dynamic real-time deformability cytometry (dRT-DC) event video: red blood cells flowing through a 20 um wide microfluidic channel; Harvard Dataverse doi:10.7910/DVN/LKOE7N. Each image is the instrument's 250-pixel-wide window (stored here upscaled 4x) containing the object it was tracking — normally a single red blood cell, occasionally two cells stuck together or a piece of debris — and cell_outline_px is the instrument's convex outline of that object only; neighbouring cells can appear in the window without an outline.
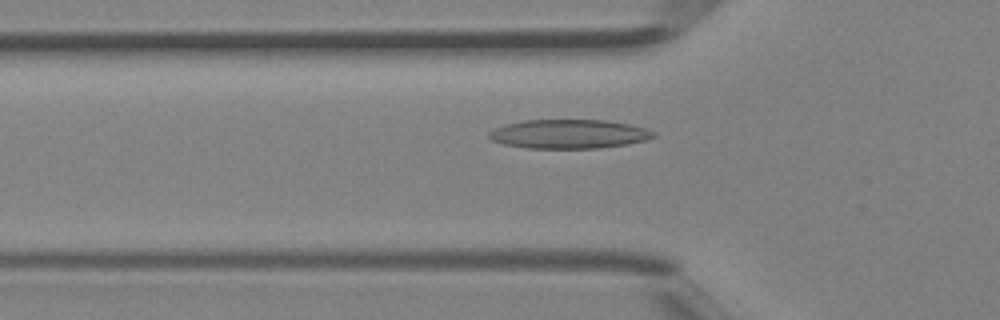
{"species": "Egyptian fruit bat (a non-hibernating species)", "species_latin": "Rousettus aegyptiacus", "temperature_condition": "room temperature", "stored_images_in_passage": 40, "camera_frame_rate_fps": 3000, "um_per_image_px": 0.085, "animal": {"sex": "female"}, "frame": {"image": 1, "passage_image": 13, "time_ms": 4.0, "image_size_px": [1000, 320], "cell_outline_px": [[656, 136], [644, 140], [624, 144], [600, 148], [524, 148], [504, 144], [492, 140], [488, 136], [488, 132], [504, 124], [524, 120], [608, 120], [628, 124], [644, 128], [656, 132]], "centroid_in_image_um": [48.33, 11.38], "position_along_channel_um": 77.5, "area_um2": 27.74}}
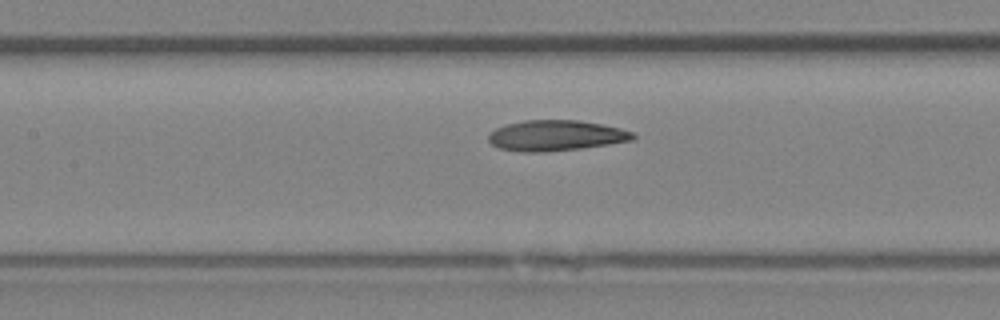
{"frame": {"image": 2, "passage_image": 18, "time_ms": 5.667, "image_size_px": [1000, 320], "cell_outline_px": [[636, 136], [632, 140], [608, 144], [580, 148], [544, 152], [516, 152], [500, 148], [492, 144], [488, 140], [488, 132], [496, 128], [508, 124], [524, 120], [580, 120], [620, 128], [632, 132]], "centroid_in_image_um": [47.2, 11.52], "position_along_channel_um": 160.2, "area_um2": 25.72}}
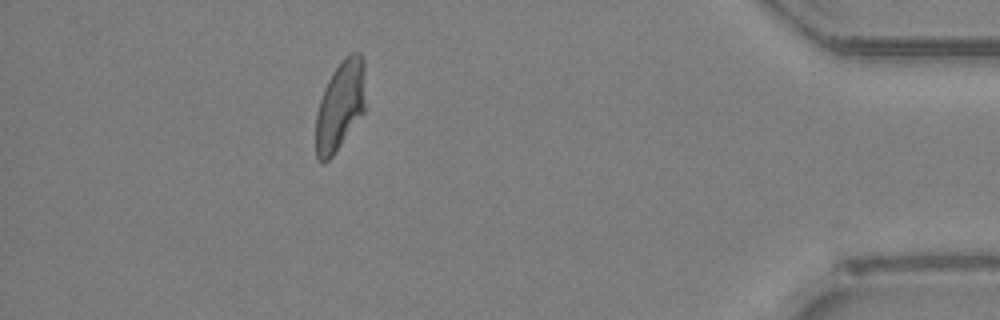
{"frame": {"image": 3, "passage_image": 36, "time_ms": 11.667, "image_size_px": [1000, 320], "cell_outline_px": [[364, 112], [332, 156], [328, 160], [320, 160], [316, 156], [316, 112], [324, 88], [332, 72], [352, 52], [360, 52], [364, 60]], "centroid_in_image_um": [28.91, 8.96], "position_along_channel_um": 406.3, "area_um2": 25.37}}